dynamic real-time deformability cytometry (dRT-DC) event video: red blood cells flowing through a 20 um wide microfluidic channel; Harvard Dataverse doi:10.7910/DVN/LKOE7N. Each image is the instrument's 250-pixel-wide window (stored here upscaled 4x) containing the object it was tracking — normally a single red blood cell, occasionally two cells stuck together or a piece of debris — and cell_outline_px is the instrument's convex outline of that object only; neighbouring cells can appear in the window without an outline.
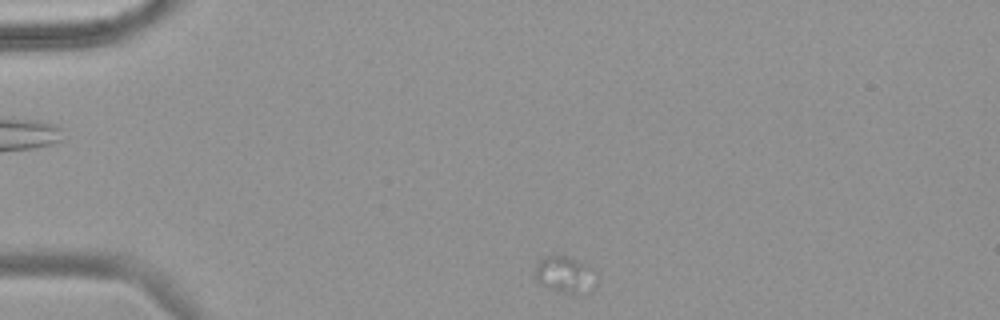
{"species": "common noctule bat (a hibernating species)", "species_latin": "Nyctalus noctula", "temperature_condition": "warm", "stored_images_in_passage": 10, "camera_frame_rate_fps": 3000, "um_per_image_px": 0.085, "animal": {"sex": "female", "body_mass_g": 18.4}, "frame": {"image": 1, "passage_image": 1, "time_ms": 0.0, "image_size_px": [1000, 320], "cell_outline_px": [[596, 284], [588, 292], [572, 296], [548, 288], [536, 276], [536, 264], [544, 256], [564, 256], [580, 260], [596, 272]], "centroid_in_image_um": [48.1, 23.37], "position_along_channel_um": 36.9, "area_um2": 13.12}}